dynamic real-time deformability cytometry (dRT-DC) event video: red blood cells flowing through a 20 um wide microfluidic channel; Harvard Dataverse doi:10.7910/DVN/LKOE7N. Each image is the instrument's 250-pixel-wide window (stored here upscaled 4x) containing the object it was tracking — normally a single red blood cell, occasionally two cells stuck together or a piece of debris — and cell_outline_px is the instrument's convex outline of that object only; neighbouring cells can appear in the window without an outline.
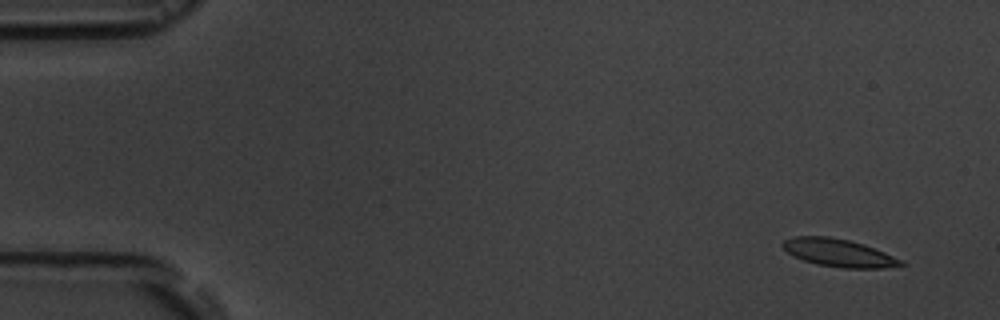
{"species": "common noctule bat (a hibernating species)", "species_latin": "Nyctalus noctula", "temperature_condition": "room temperature", "stored_images_in_passage": 5, "camera_frame_rate_fps": 3000, "um_per_image_px": 0.085, "animal": {"sex": "male", "body_mass_g": 19.5, "forearm_length_mm": 54.6}, "frame": {"image": 1, "passage_image": 1, "time_ms": 0.0, "image_size_px": [1000, 320], "cell_outline_px": [[904, 264], [884, 268], [840, 268], [816, 264], [804, 260], [788, 252], [780, 244], [784, 240], [792, 236], [828, 236], [848, 240], [864, 244], [904, 260]], "centroid_in_image_um": [71.29, 21.49], "position_along_channel_um": 13.7, "area_um2": 19.07}}
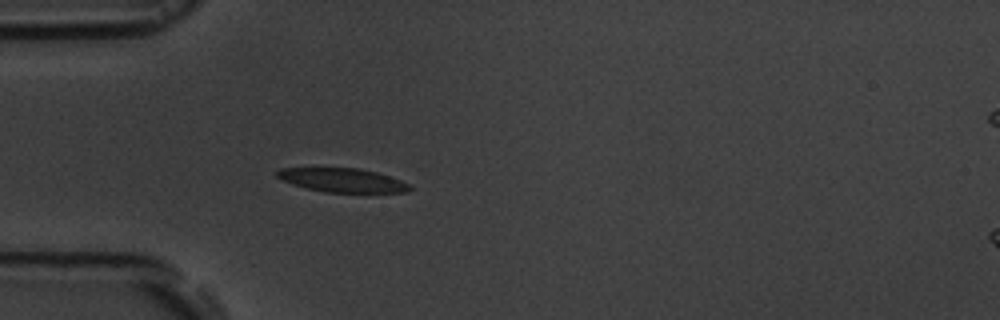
{"frame": {"image": 2, "passage_image": 5, "time_ms": 4.333, "image_size_px": [1000, 320], "cell_outline_px": [[412, 188], [408, 192], [328, 192], [308, 188], [292, 184], [276, 176], [276, 172], [280, 168], [360, 168], [376, 172], [400, 180], [408, 184]], "centroid_in_image_um": [29.1, 15.31], "position_along_channel_um": 55.9, "area_um2": 18.15}}